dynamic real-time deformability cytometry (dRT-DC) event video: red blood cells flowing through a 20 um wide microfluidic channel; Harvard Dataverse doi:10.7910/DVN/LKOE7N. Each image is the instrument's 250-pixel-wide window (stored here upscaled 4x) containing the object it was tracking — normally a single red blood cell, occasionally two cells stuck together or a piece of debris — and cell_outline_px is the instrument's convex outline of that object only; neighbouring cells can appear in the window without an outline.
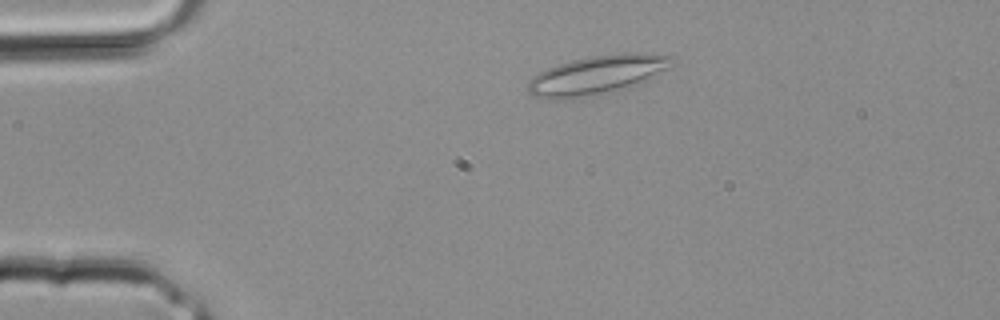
{"species": "common noctule bat (a hibernating species)", "species_latin": "Nyctalus noctula", "temperature_condition": "room temperature", "stored_images_in_passage": 28, "camera_frame_rate_fps": 3000, "um_per_image_px": 0.085, "animal": {"sex": "male", "body_mass_g": 20.4}, "frame": {"image": 1, "passage_image": 1, "time_ms": 0.0, "image_size_px": [1000, 320], "cell_outline_px": [[672, 56], [664, 68], [652, 80], [632, 88], [572, 100], [552, 100], [536, 96], [528, 92], [528, 84], [532, 76], [548, 68], [560, 64], [592, 56], [624, 52], [640, 52]], "centroid_in_image_um": [50.74, 6.41], "position_along_channel_um": 34.3, "area_um2": 32.89}}
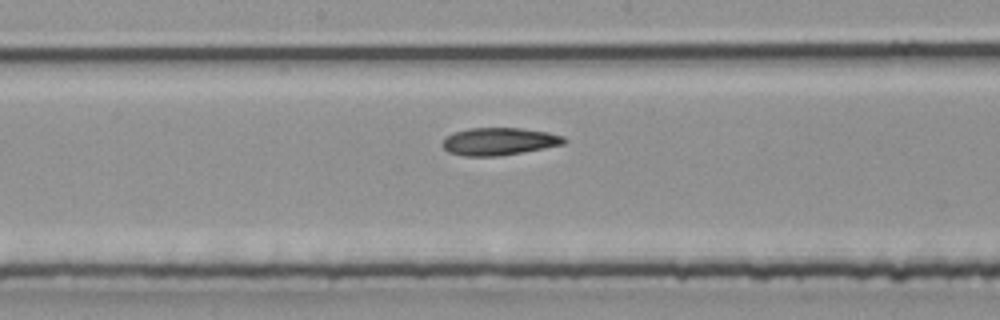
{"frame": {"image": 2, "passage_image": 12, "time_ms": 3.667, "image_size_px": [1000, 320], "cell_outline_px": [[568, 140], [564, 144], [544, 148], [500, 156], [464, 156], [448, 152], [440, 144], [444, 136], [452, 132], [468, 128], [520, 128], [548, 132], [564, 136]], "centroid_in_image_um": [42.38, 12.01], "position_along_channel_um": 205.8, "area_um2": 19.77}}
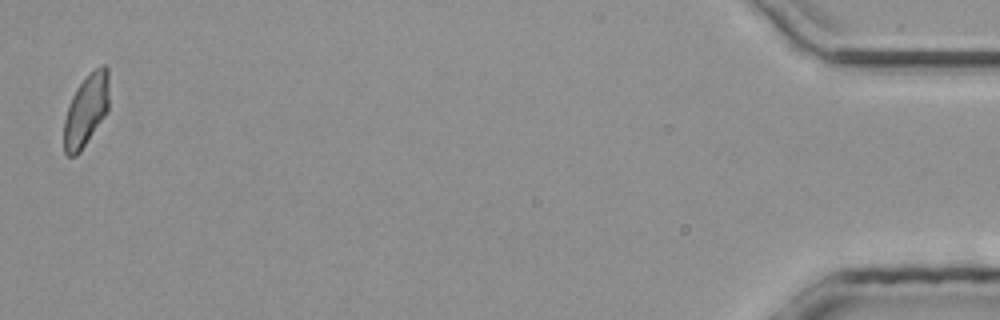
{"frame": {"image": 3, "passage_image": 28, "time_ms": 9.0, "image_size_px": [1000, 320], "cell_outline_px": [[108, 112], [80, 152], [76, 156], [68, 156], [64, 152], [64, 120], [72, 96], [76, 88], [96, 68], [104, 64], [108, 68]], "centroid_in_image_um": [7.32, 9.41], "position_along_channel_um": 427.9, "area_um2": 18.73}}